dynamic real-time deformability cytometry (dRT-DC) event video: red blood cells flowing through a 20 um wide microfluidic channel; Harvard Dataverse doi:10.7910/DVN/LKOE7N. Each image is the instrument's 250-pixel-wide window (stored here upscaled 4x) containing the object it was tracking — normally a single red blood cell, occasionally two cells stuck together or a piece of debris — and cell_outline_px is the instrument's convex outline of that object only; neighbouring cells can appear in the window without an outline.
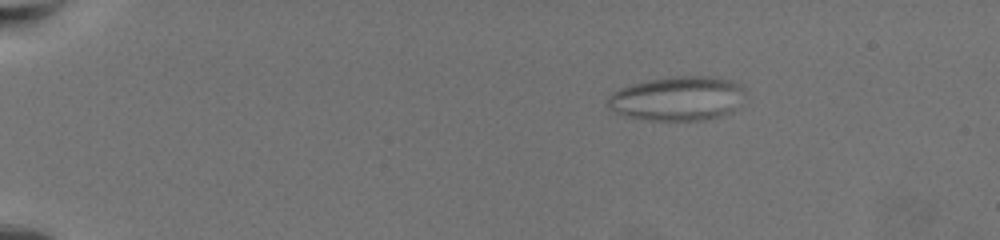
{"species": "common noctule bat (a hibernating species)", "species_latin": "Nyctalus noctula", "temperature_condition": "warm", "stored_images_in_passage": 68, "camera_frame_rate_fps": 3000, "um_per_image_px": 0.085, "animal": {"sex": "female", "body_mass_g": 19.5, "forearm_length_mm": 54.1}, "frame": {"image": 1, "passage_image": 14, "time_ms": 4.333, "image_size_px": [1000, 240], "cell_outline_px": [[740, 88], [728, 112], [716, 116], [700, 120], [652, 120], [628, 116], [616, 112], [608, 104], [608, 100], [616, 92], [624, 88], [636, 84], [652, 80], [680, 76], [708, 76], [732, 84]], "centroid_in_image_um": [57.43, 8.39], "position_along_channel_um": 27.6, "area_um2": 32.71}}
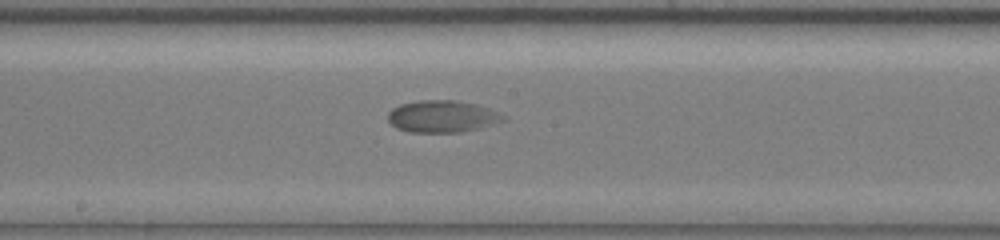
{"frame": {"image": 2, "passage_image": 41, "time_ms": 13.333, "image_size_px": [1000, 240], "cell_outline_px": [[504, 120], [476, 128], [460, 132], [408, 132], [396, 128], [388, 120], [388, 112], [392, 108], [400, 104], [420, 100], [456, 100], [472, 104], [496, 112], [504, 116]], "centroid_in_image_um": [37.48, 9.89], "position_along_channel_um": 210.7, "area_um2": 20.98}}
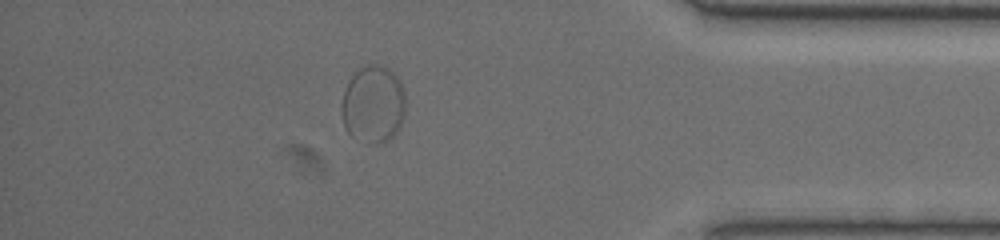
{"frame": {"image": 3, "passage_image": 61, "time_ms": 20.0, "image_size_px": [1000, 240], "cell_outline_px": [[404, 116], [396, 132], [388, 140], [376, 144], [368, 144], [352, 136], [344, 128], [344, 88], [348, 80], [360, 68], [368, 64], [376, 64], [388, 68], [396, 76], [404, 92]], "centroid_in_image_um": [31.73, 8.87], "position_along_channel_um": 403.5, "area_um2": 28.38}}